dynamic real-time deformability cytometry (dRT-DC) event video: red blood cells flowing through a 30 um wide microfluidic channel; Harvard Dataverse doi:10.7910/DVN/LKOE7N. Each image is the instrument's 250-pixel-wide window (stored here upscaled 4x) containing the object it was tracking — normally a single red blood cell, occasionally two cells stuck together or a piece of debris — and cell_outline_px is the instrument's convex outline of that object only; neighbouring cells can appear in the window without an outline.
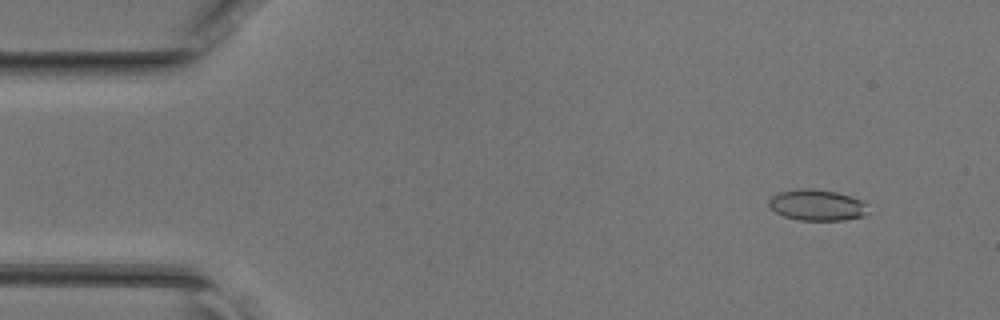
{"species": "common noctule bat (a hibernating species)", "species_latin": "Nyctalus noctula", "temperature_condition": "room temperature", "stored_images_in_passage": 47, "camera_frame_rate_fps": 3000, "um_per_image_px": 0.085, "animal": {"sex": "female", "body_mass_g": 17.0, "forearm_length_mm": 48.0}, "frame": {"image": 1, "passage_image": 5, "time_ms": 1.333, "image_size_px": [1000, 320], "cell_outline_px": [[864, 216], [844, 220], [800, 220], [784, 216], [776, 212], [768, 204], [768, 200], [776, 192], [800, 188], [808, 188], [836, 192], [860, 200], [864, 204]], "centroid_in_image_um": [69.36, 17.42], "position_along_channel_um": 15.6, "area_um2": 17.63}}
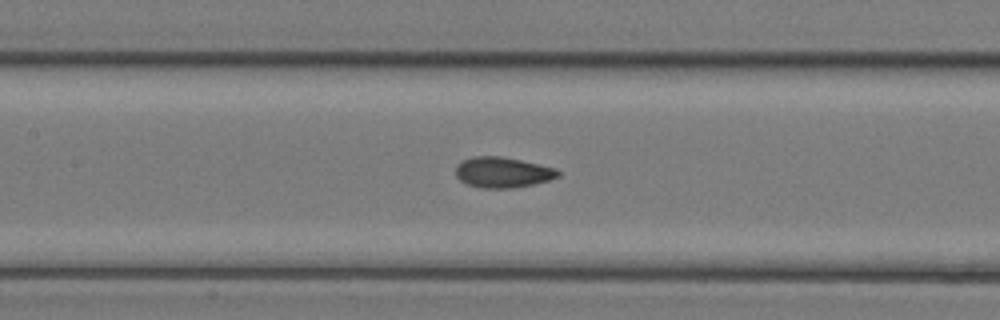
{"frame": {"image": 2, "passage_image": 22, "time_ms": 7.0, "image_size_px": [1000, 320], "cell_outline_px": [[560, 176], [548, 180], [532, 184], [512, 188], [480, 188], [468, 184], [460, 180], [456, 176], [456, 164], [460, 160], [472, 156], [500, 156], [520, 160], [556, 168], [560, 172]], "centroid_in_image_um": [42.69, 14.64], "position_along_channel_um": 164.7, "area_um2": 18.26}}
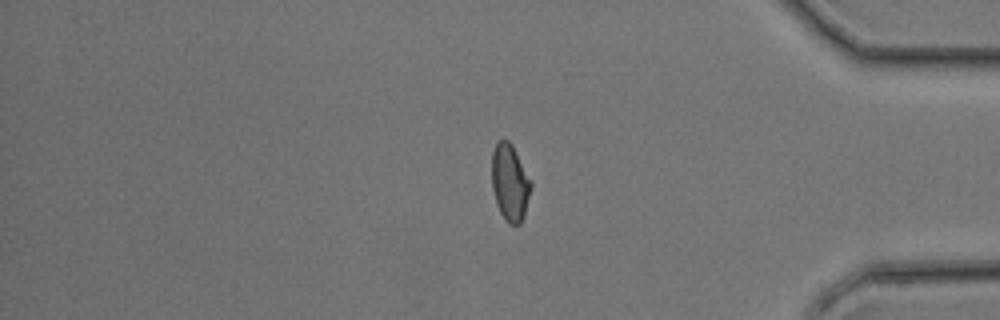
{"frame": {"image": 3, "passage_image": 39, "time_ms": 12.667, "image_size_px": [1000, 320], "cell_outline_px": [[532, 188], [524, 216], [520, 224], [508, 224], [504, 220], [496, 204], [492, 188], [492, 152], [496, 140], [508, 140], [512, 144], [532, 180]], "centroid_in_image_um": [43.35, 15.51], "position_along_channel_um": 391.8, "area_um2": 17.92}}